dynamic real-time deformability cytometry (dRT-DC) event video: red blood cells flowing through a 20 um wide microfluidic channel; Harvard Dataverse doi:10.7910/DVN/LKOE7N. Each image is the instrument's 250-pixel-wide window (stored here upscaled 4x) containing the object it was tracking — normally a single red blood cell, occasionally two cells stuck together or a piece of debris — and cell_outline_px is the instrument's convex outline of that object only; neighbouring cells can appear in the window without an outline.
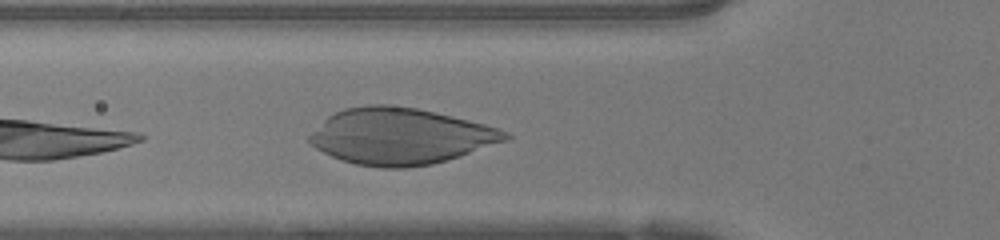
{"species": "human", "species_latin": "Homo sapiens", "temperature_condition": "warm", "stored_images_in_passage": 20, "camera_frame_rate_fps": 3000, "um_per_image_px": 0.085, "donor": {"sex": "female"}, "frame": {"image": 1, "passage_image": 4, "time_ms": 1.0, "image_size_px": [1000, 240], "cell_outline_px": [[512, 136], [508, 140], [460, 156], [432, 164], [404, 168], [380, 168], [356, 164], [340, 160], [308, 144], [308, 136], [328, 116], [344, 108], [368, 104], [388, 104], [416, 108], [452, 116], [484, 124], [508, 132]], "centroid_in_image_um": [34.01, 11.58], "position_along_channel_um": 91.8, "area_um2": 64.1}}